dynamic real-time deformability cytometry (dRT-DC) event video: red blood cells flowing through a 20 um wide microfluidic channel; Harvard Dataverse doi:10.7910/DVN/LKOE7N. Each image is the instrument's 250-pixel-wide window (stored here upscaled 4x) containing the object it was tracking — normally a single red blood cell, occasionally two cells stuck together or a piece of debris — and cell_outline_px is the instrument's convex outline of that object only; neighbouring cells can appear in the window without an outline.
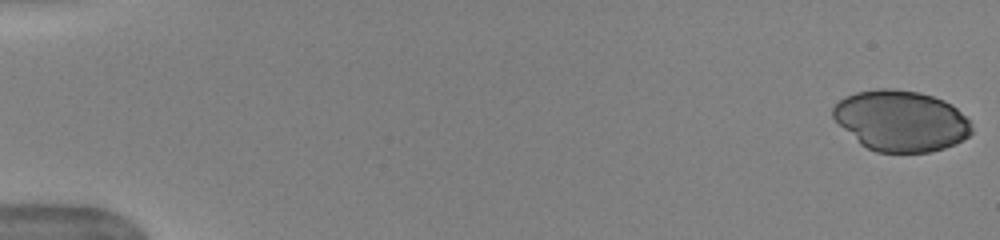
{"species": "human", "species_latin": "Homo sapiens", "temperature_condition": "warm", "stored_images_in_passage": 51, "camera_frame_rate_fps": 3000, "um_per_image_px": 0.085, "donor": {"sex": "female"}, "frame": {"image": 1, "passage_image": 1, "time_ms": 0.0, "image_size_px": [1000, 240], "cell_outline_px": [[972, 132], [968, 136], [944, 148], [928, 152], [876, 152], [860, 144], [832, 116], [832, 108], [844, 96], [856, 92], [880, 88], [892, 88], [920, 92], [944, 100], [952, 104], [968, 120], [972, 128]], "centroid_in_image_um": [76.56, 10.25], "position_along_channel_um": 8.4, "area_um2": 48.84}}
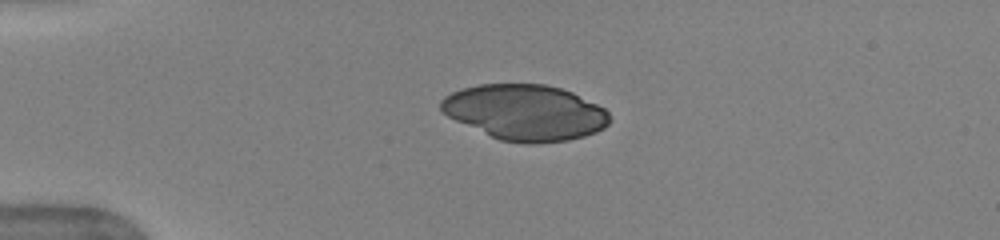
{"frame": {"image": 2, "passage_image": 13, "time_ms": 4.0, "image_size_px": [1000, 240], "cell_outline_px": [[608, 124], [604, 128], [596, 132], [584, 136], [568, 140], [532, 144], [528, 144], [500, 140], [456, 120], [448, 116], [440, 108], [440, 100], [444, 96], [452, 92], [464, 88], [480, 84], [544, 84], [560, 88], [572, 92], [604, 108], [608, 112]], "centroid_in_image_um": [44.64, 9.55], "position_along_channel_um": 40.4, "area_um2": 54.27}}